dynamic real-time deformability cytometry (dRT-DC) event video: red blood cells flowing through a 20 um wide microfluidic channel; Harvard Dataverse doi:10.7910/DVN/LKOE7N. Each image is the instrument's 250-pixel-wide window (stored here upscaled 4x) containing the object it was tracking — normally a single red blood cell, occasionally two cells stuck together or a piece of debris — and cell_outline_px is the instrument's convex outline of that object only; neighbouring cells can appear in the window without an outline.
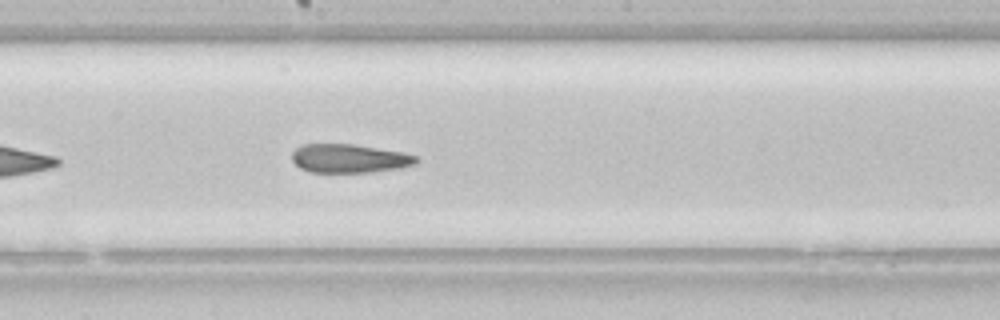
{"species": "common noctule bat (a hibernating species)", "species_latin": "Nyctalus noctula", "temperature_condition": "room temperature", "stored_images_in_passage": 33, "camera_frame_rate_fps": 3000, "um_per_image_px": 0.085, "animal": {"sex": "female", "body_mass_g": 22.7, "forearm_length_mm": 54.2}, "frame": {"image": 1, "passage_image": 15, "time_ms": 4.667, "image_size_px": [1000, 320], "cell_outline_px": [[420, 160], [416, 164], [396, 168], [372, 172], [308, 172], [300, 168], [292, 160], [292, 152], [296, 148], [304, 144], [352, 144], [404, 152], [420, 156]], "centroid_in_image_um": [29.72, 13.46], "position_along_channel_um": 218.5, "area_um2": 20.87}, "authors_computed_cell_mechanics": {"area_um2": 21.7328, "velocity_mm_per_s": 3.8292, "shape_relaxation_time_tau1_ms": null, "shape_relaxation_time_tau2_ms": 5.2127, "deformation_change_tau1": null, "deformation_change_tau2": 0.1503}}